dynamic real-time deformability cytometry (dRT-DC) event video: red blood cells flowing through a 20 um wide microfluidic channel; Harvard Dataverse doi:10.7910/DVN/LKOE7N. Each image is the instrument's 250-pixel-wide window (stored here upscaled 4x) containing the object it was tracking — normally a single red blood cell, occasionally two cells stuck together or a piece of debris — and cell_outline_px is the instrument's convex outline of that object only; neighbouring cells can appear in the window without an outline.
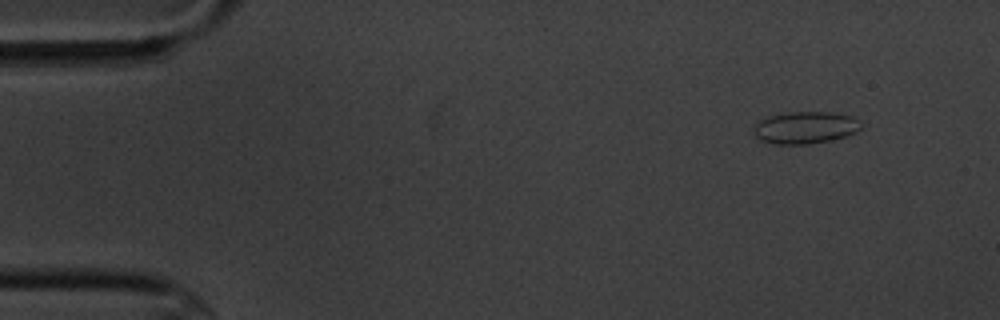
{"species": "common noctule bat (a hibernating species)", "species_latin": "Nyctalus noctula", "temperature_condition": "cold", "stored_images_in_passage": 8, "camera_frame_rate_fps": 3000, "um_per_image_px": 0.085, "animal": {"sex": "male", "body_mass_g": 20.1, "forearm_length_mm": 53.5}, "frame": {"image": 1, "passage_image": 1, "time_ms": 0.0, "image_size_px": [1000, 320], "cell_outline_px": [[864, 124], [856, 132], [832, 140], [808, 144], [776, 144], [764, 140], [756, 136], [756, 124], [760, 120], [768, 116], [788, 112], [828, 112], [852, 116], [860, 120]], "centroid_in_image_um": [68.52, 10.83], "position_along_channel_um": 16.5, "area_um2": 19.88}}
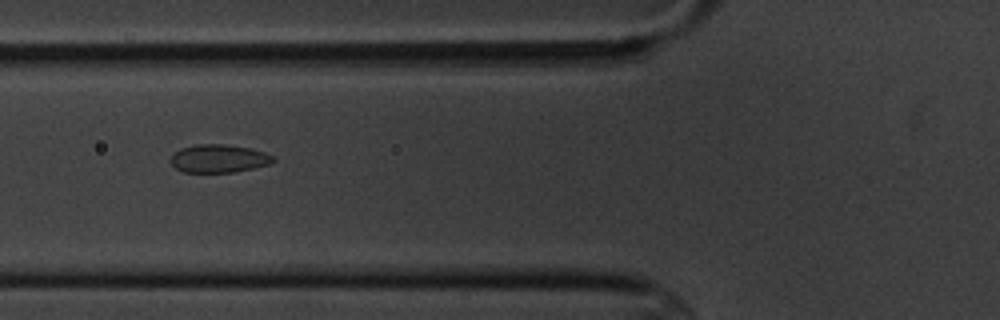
{"frame": {"image": 2, "passage_image": 5, "time_ms": 5.333, "image_size_px": [1000, 320], "cell_outline_px": [[276, 160], [272, 164], [236, 172], [184, 172], [176, 168], [168, 160], [180, 148], [196, 144], [224, 144], [252, 148], [264, 152], [272, 156]], "centroid_in_image_um": [18.62, 13.47], "position_along_channel_um": 107.2, "area_um2": 16.94}}
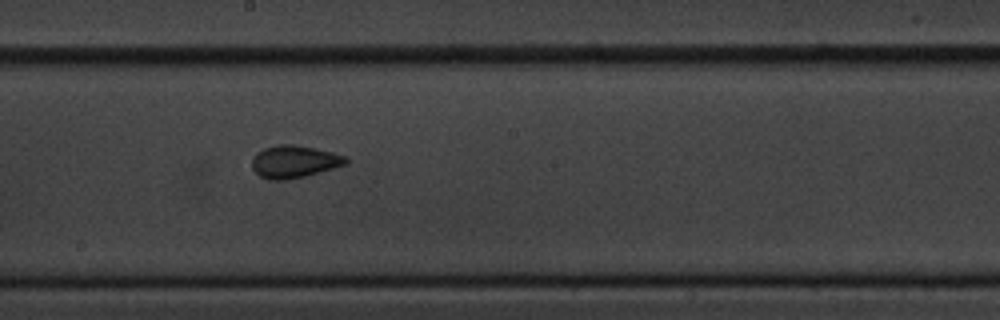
{"frame": {"image": 3, "passage_image": 8, "time_ms": 8.667, "image_size_px": [1000, 320], "cell_outline_px": [[348, 164], [304, 176], [284, 180], [268, 180], [260, 176], [252, 168], [252, 156], [256, 152], [264, 148], [280, 144], [292, 144], [332, 152], [344, 156], [348, 160]], "centroid_in_image_um": [24.97, 13.74], "position_along_channel_um": 223.2, "area_um2": 17.63}}